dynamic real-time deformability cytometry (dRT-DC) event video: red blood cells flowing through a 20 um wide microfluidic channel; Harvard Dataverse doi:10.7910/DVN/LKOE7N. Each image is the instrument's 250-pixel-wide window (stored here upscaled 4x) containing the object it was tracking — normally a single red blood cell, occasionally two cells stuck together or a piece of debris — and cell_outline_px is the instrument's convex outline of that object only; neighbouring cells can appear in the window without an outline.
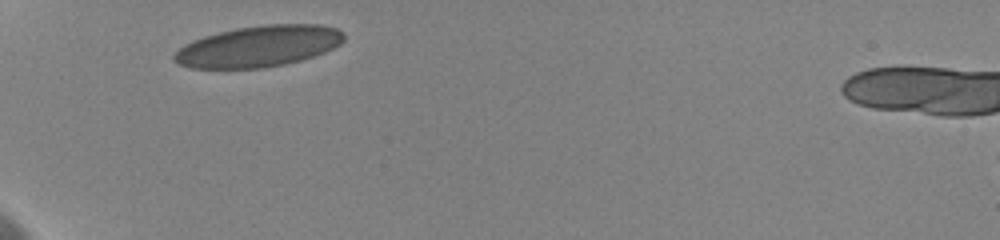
{"species": "human", "species_latin": "Homo sapiens", "temperature_condition": "cold", "stored_images_in_passage": 2, "camera_frame_rate_fps": 3000, "um_per_image_px": 0.085, "donor": {"sex": "female"}, "frame": {"image": 1, "passage_image": 1, "time_ms": 0.0, "image_size_px": [1000, 240], "cell_outline_px": [[344, 40], [340, 44], [324, 52], [300, 60], [284, 64], [264, 68], [188, 68], [172, 60], [172, 56], [184, 44], [192, 40], [204, 36], [236, 28], [264, 24], [320, 24], [336, 28], [344, 32]], "centroid_in_image_um": [21.97, 3.93], "position_along_channel_um": 63.0, "area_um2": 40.75}}